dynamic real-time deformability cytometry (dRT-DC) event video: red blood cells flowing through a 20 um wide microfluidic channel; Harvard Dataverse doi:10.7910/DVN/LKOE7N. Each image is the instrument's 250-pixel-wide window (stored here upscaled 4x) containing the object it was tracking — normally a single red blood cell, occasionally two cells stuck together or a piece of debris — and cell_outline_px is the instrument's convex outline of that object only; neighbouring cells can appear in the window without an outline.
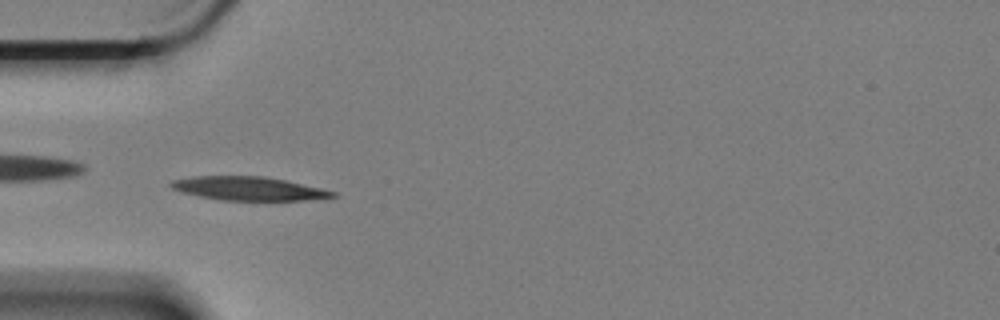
{"species": "Egyptian fruit bat (a non-hibernating species)", "species_latin": "Rousettus aegyptiacus", "temperature_condition": "cold", "stored_images_in_passage": 5, "camera_frame_rate_fps": 3000, "um_per_image_px": 0.085, "animal": {"sex": "female"}, "frame": {"image": 1, "passage_image": 5, "time_ms": 1.333, "image_size_px": [1000, 320], "cell_outline_px": [[340, 196], [304, 200], [220, 200], [180, 192], [172, 188], [168, 184], [172, 180], [192, 176], [264, 176], [284, 180], [320, 188], [336, 192]], "centroid_in_image_um": [21.09, 16.02], "position_along_channel_um": 63.9, "area_um2": 22.2}}